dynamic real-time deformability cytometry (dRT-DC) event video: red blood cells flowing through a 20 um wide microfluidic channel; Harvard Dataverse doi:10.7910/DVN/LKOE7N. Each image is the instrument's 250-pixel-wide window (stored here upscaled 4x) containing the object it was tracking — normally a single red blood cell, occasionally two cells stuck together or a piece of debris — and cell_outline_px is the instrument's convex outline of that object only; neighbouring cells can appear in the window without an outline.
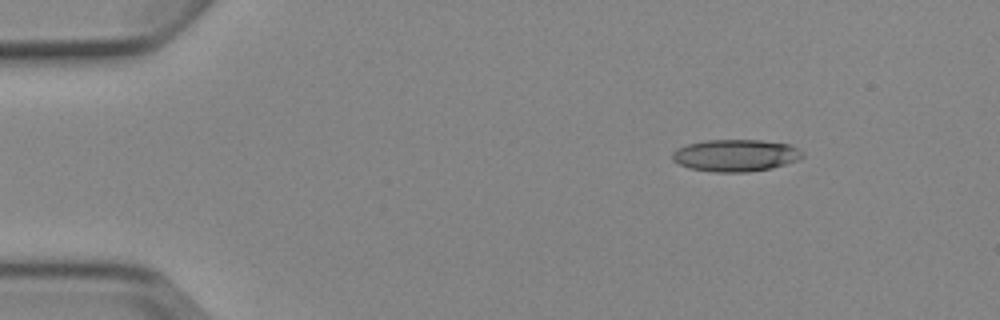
{"species": "Egyptian fruit bat (a non-hibernating species)", "species_latin": "Rousettus aegyptiacus", "temperature_condition": "cold", "stored_images_in_passage": 4, "segment_of_instrument_passage": [1, 2], "camera_frame_rate_fps": 3000, "um_per_image_px": 0.085, "animal": {"sex": "female"}, "frame": {"image": 1, "passage_image": 1, "time_ms": 0.0, "image_size_px": [1000, 320], "cell_outline_px": [[804, 156], [796, 160], [772, 168], [748, 172], [716, 172], [688, 168], [672, 160], [672, 152], [676, 148], [688, 144], [708, 140], [760, 140], [792, 144], [804, 152]], "centroid_in_image_um": [62.53, 13.2], "position_along_channel_um": 22.5, "area_um2": 24.39}}